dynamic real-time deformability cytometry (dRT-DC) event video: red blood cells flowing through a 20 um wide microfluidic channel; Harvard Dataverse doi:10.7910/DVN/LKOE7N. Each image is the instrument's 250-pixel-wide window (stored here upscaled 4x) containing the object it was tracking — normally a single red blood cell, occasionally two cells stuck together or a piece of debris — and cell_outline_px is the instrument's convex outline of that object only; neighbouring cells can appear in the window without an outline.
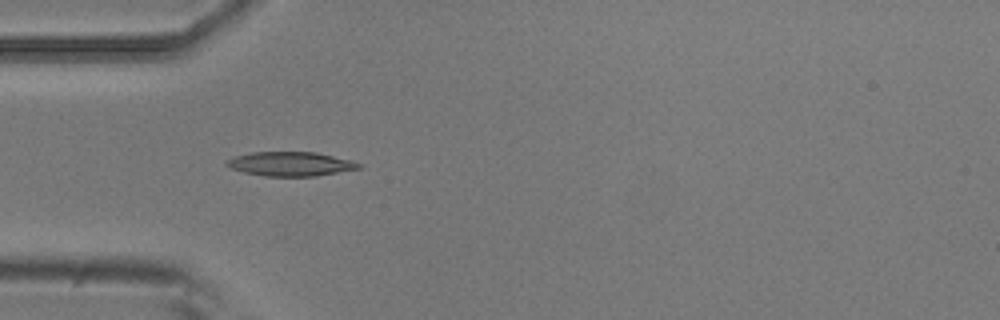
{"species": "common noctule bat (a hibernating species)", "species_latin": "Nyctalus noctula", "temperature_condition": "room temperature", "stored_images_in_passage": 8, "camera_frame_rate_fps": 3000, "um_per_image_px": 0.085, "animal": {"sex": "male", "body_mass_g": 20.5, "forearm_length_mm": 52.5}, "frame": {"image": 1, "passage_image": 5, "time_ms": 1.333, "image_size_px": [1000, 320], "cell_outline_px": [[364, 164], [360, 168], [316, 176], [264, 176], [244, 172], [232, 168], [224, 164], [224, 160], [236, 156], [252, 152], [316, 152], [352, 160]], "centroid_in_image_um": [24.71, 13.93], "position_along_channel_um": 60.3, "area_um2": 18.67}}
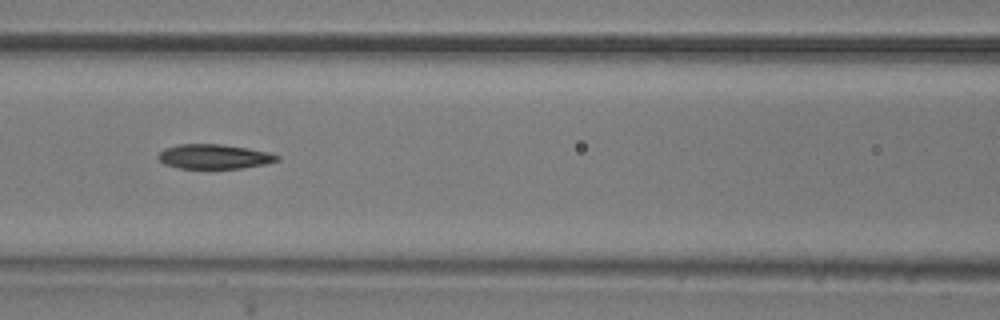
{"frame": {"image": 2, "passage_image": 7, "time_ms": 2.0, "image_size_px": [1000, 320], "cell_outline_px": [[280, 160], [264, 164], [244, 168], [180, 168], [164, 164], [156, 156], [164, 148], [180, 144], [220, 144], [248, 148], [268, 152], [280, 156]], "centroid_in_image_um": [18.2, 13.3], "position_along_channel_um": 148.4, "area_um2": 16.99}}
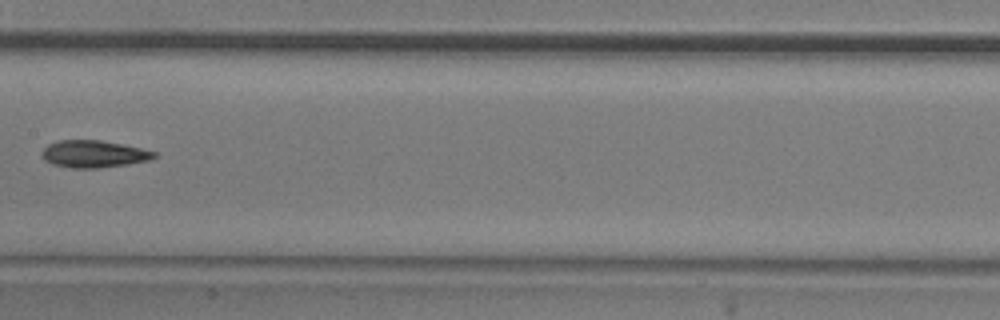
{"frame": {"image": 3, "passage_image": 8, "time_ms": 2.333, "image_size_px": [1000, 320], "cell_outline_px": [[156, 156], [152, 160], [128, 164], [100, 168], [68, 168], [52, 164], [44, 160], [40, 156], [40, 152], [48, 144], [60, 140], [100, 140], [140, 148], [156, 152]], "centroid_in_image_um": [7.93, 13.1], "position_along_channel_um": 199.5, "area_um2": 17.92}}